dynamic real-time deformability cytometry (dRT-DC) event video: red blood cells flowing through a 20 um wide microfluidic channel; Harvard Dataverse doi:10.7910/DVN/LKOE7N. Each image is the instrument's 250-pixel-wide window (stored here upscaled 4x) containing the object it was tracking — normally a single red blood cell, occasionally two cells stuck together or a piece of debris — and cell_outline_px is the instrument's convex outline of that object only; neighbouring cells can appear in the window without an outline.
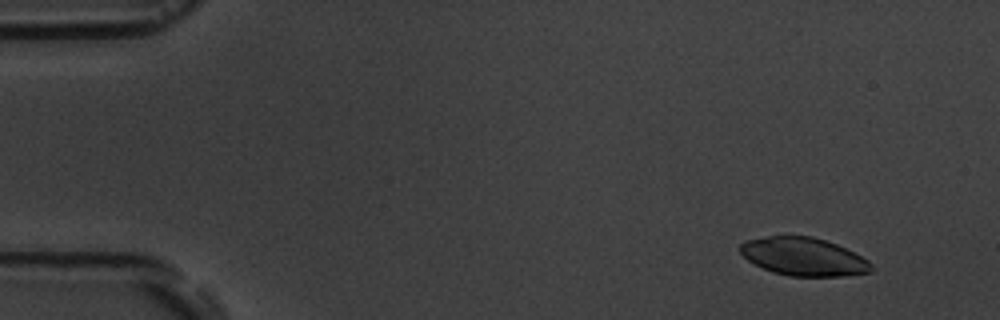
{"species": "common noctule bat (a hibernating species)", "species_latin": "Nyctalus noctula", "temperature_condition": "room temperature", "stored_images_in_passage": 6, "camera_frame_rate_fps": 3000, "um_per_image_px": 0.085, "animal": {"sex": "male", "body_mass_g": 19.5, "forearm_length_mm": 54.6}, "frame": {"image": 1, "passage_image": 1, "time_ms": 0.0, "image_size_px": [1000, 320], "cell_outline_px": [[872, 268], [868, 272], [844, 276], [788, 276], [772, 272], [748, 260], [740, 252], [740, 244], [748, 240], [768, 236], [812, 236], [836, 244], [868, 260], [872, 264]], "centroid_in_image_um": [68.29, 21.82], "position_along_channel_um": 16.7, "area_um2": 28.73}}